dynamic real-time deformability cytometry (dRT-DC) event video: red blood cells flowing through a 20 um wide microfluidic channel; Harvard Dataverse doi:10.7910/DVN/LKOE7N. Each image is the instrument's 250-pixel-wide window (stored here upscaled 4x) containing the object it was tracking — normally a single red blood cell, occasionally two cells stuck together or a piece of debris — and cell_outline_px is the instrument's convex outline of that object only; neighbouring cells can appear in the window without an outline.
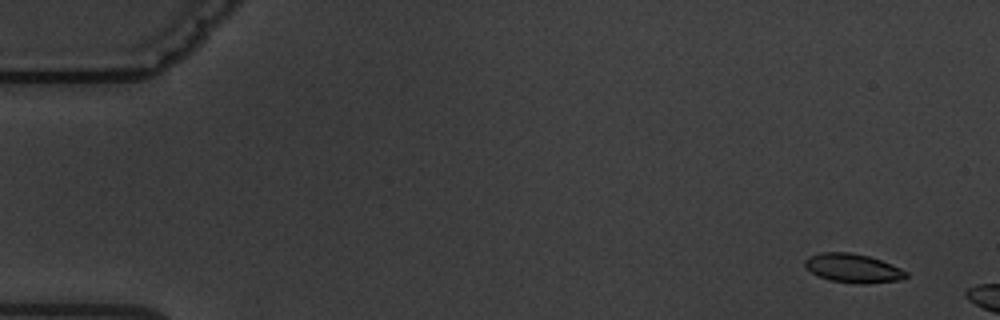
{"species": "common noctule bat (a hibernating species)", "species_latin": "Nyctalus noctula", "temperature_condition": "warm", "stored_images_in_passage": 3, "camera_frame_rate_fps": 3000, "um_per_image_px": 0.085, "animal": {"sex": "male", "body_mass_g": 19.5, "forearm_length_mm": 54.6}, "frame": {"image": 1, "passage_image": 1, "time_ms": 0.0, "image_size_px": [1000, 320], "cell_outline_px": [[908, 276], [904, 280], [864, 284], [856, 284], [828, 280], [812, 272], [804, 264], [804, 260], [808, 256], [820, 252], [848, 252], [868, 256], [880, 260], [900, 268], [908, 272]], "centroid_in_image_um": [72.52, 22.81], "position_along_channel_um": 12.5, "area_um2": 17.11}}